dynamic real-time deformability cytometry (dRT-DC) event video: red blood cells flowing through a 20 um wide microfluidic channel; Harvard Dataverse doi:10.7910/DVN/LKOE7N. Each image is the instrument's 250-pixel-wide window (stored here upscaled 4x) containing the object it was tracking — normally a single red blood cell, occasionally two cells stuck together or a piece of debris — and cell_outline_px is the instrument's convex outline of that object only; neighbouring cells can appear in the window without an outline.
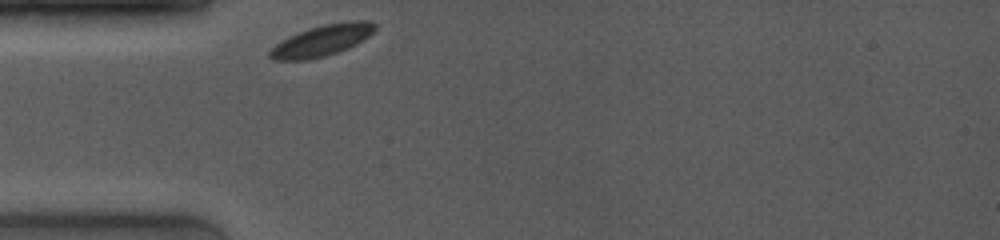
{"species": "common noctule bat (a hibernating species)", "species_latin": "Nyctalus noctula", "temperature_condition": "room temperature", "stored_images_in_passage": 1, "camera_frame_rate_fps": 4000, "um_per_image_px": 0.085, "animal": {"sex": "female", "body_mass_g": 19.0, "forearm_length_mm": 53.3}, "frame": {"image": 1, "passage_image": 1, "time_ms": 0.0, "image_size_px": [1000, 240], "cell_outline_px": [[376, 28], [368, 36], [356, 44], [348, 48], [324, 56], [304, 60], [272, 60], [268, 56], [268, 52], [280, 40], [288, 36], [308, 28], [324, 24], [348, 20], [364, 20], [376, 24]], "centroid_in_image_um": [27.33, 3.43], "position_along_channel_um": 57.7, "area_um2": 19.07}}